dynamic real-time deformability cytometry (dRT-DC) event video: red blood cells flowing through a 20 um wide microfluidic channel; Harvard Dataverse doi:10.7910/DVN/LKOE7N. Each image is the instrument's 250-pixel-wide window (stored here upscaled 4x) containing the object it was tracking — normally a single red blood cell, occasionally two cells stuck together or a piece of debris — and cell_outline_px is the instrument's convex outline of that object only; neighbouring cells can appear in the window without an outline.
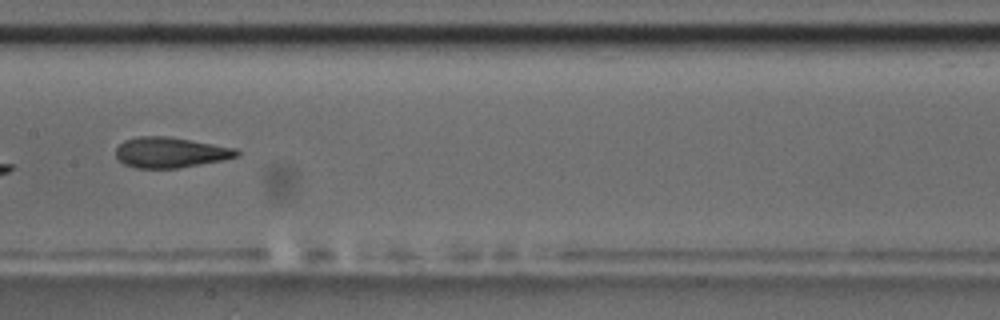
{"species": "common noctule bat (a hibernating species)", "species_latin": "Nyctalus noctula", "temperature_condition": "room temperature", "stored_images_in_passage": 11, "camera_frame_rate_fps": 3000, "um_per_image_px": 0.085, "animal": {"sex": "male", "body_mass_g": 17.5, "forearm_length_mm": 52.3}, "frame": {"image": 1, "passage_image": 8, "time_ms": 8.333, "image_size_px": [1000, 320], "cell_outline_px": [[240, 156], [220, 160], [176, 168], [136, 168], [124, 164], [116, 156], [116, 148], [124, 140], [136, 136], [168, 136], [236, 148], [240, 152]], "centroid_in_image_um": [14.46, 12.94], "position_along_channel_um": 192.9, "area_um2": 21.33}}